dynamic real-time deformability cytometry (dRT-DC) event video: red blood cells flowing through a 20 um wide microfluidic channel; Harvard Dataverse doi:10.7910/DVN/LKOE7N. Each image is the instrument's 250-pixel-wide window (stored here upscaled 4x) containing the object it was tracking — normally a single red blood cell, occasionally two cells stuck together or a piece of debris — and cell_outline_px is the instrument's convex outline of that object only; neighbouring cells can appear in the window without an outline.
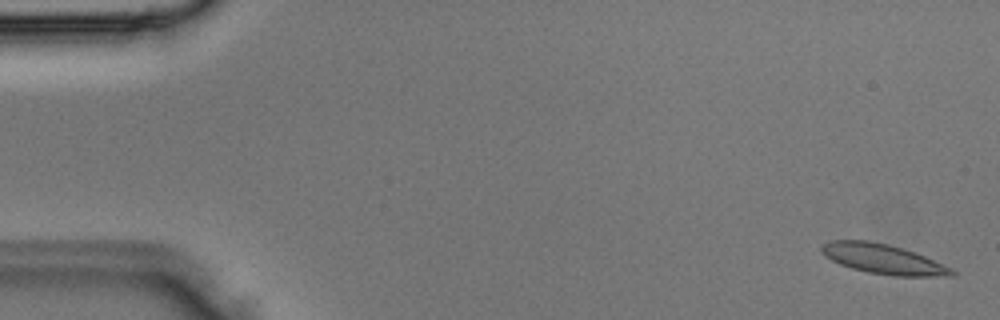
{"species": "Egyptian fruit bat (a non-hibernating species)", "species_latin": "Rousettus aegyptiacus", "temperature_condition": "room temperature", "stored_images_in_passage": 4, "camera_frame_rate_fps": 3000, "um_per_image_px": 0.085, "animal": {"sex": "male"}, "frame": {"image": 1, "passage_image": 1, "time_ms": 0.0, "image_size_px": [1000, 320], "cell_outline_px": [[956, 276], [896, 276], [868, 272], [852, 268], [840, 264], [824, 256], [820, 252], [820, 248], [828, 240], [868, 240], [888, 244], [916, 252], [952, 268], [956, 272]], "centroid_in_image_um": [75.07, 22.01], "position_along_channel_um": 9.9, "area_um2": 22.72}}